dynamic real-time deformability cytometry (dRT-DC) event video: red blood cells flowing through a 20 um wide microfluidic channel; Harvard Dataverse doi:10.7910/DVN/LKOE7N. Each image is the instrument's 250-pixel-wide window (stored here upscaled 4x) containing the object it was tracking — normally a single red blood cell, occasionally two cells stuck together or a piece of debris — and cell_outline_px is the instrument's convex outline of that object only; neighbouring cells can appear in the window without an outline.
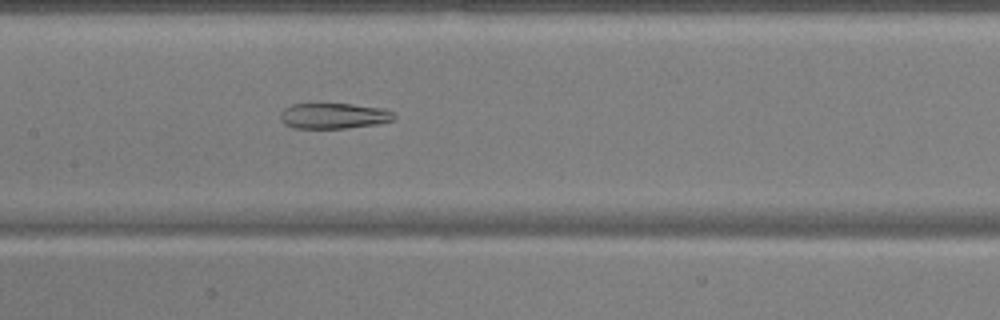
{"species": "common noctule bat (a hibernating species)", "species_latin": "Nyctalus noctula", "temperature_condition": "warm", "stored_images_in_passage": 38, "camera_frame_rate_fps": 3000, "um_per_image_px": 0.085, "animal": {"sex": "male", "body_mass_g": 17.9, "forearm_length_mm": 54.2}, "frame": {"image": 1, "passage_image": 11, "time_ms": 3.333, "image_size_px": [1000, 320], "cell_outline_px": [[396, 116], [392, 120], [376, 124], [348, 128], [292, 128], [284, 124], [280, 120], [280, 112], [284, 108], [292, 104], [316, 100], [320, 100], [384, 108], [392, 112]], "centroid_in_image_um": [28.28, 9.79], "position_along_channel_um": 179.1, "area_um2": 17.98}}
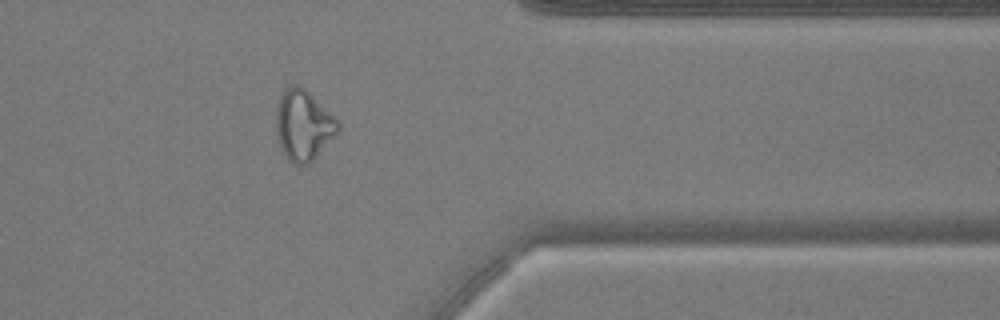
{"frame": {"image": 2, "passage_image": 28, "time_ms": 9.0, "image_size_px": [1000, 320], "cell_outline_px": [[340, 132], [308, 164], [292, 164], [288, 160], [280, 148], [276, 132], [276, 112], [280, 96], [284, 88], [292, 84], [300, 84], [340, 120]], "centroid_in_image_um": [25.81, 10.62], "position_along_channel_um": 385.6, "area_um2": 25.84}}
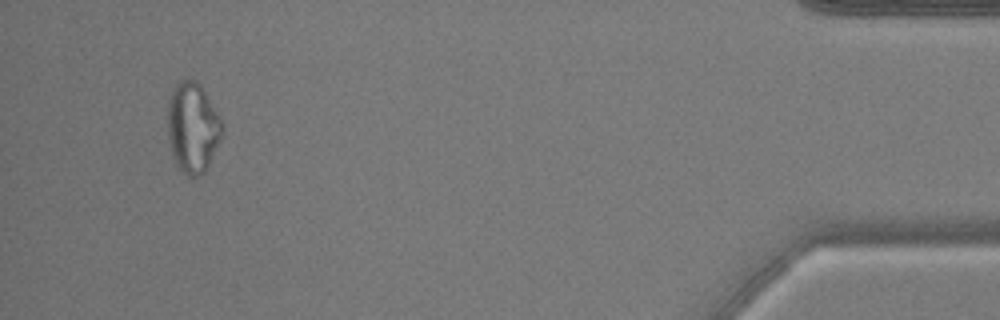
{"frame": {"image": 3, "passage_image": 35, "time_ms": 11.333, "image_size_px": [1000, 320], "cell_outline_px": [[224, 132], [204, 172], [200, 176], [188, 176], [176, 168], [172, 156], [168, 140], [168, 100], [172, 88], [180, 80], [196, 80], [200, 84], [220, 116], [224, 124]], "centroid_in_image_um": [16.37, 10.85], "position_along_channel_um": 418.8, "area_um2": 29.02}, "authors_computed_cell_mechanics": {"area_um2": 21.7039, "velocity_mm_per_s": 3.8487, "shape_relaxation_time_tau1_ms": null, "shape_relaxation_time_tau2_ms": 4.4198, "deformation_change_tau1": null, "deformation_change_tau2": 0.1326}}